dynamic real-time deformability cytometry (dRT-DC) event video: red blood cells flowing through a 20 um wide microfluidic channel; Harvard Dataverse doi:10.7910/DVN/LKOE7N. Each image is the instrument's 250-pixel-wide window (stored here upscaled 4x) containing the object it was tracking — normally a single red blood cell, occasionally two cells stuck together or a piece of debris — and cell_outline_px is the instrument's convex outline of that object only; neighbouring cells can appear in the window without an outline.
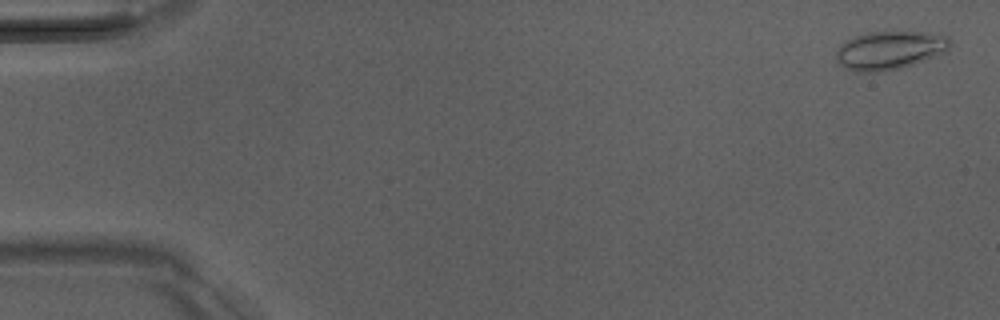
{"species": "Egyptian fruit bat (a non-hibernating species)", "species_latin": "Rousettus aegyptiacus", "temperature_condition": "room temperature", "stored_images_in_passage": 46, "camera_frame_rate_fps": 3000, "um_per_image_px": 0.085, "animal": {"sex": "male"}, "frame": {"image": 1, "passage_image": 2, "time_ms": 0.333, "image_size_px": [1000, 320], "cell_outline_px": [[952, 40], [948, 52], [900, 68], [876, 72], [852, 72], [840, 64], [836, 60], [836, 52], [840, 44], [844, 40], [864, 32], [932, 32], [948, 36]], "centroid_in_image_um": [75.63, 4.26], "position_along_channel_um": 9.4, "area_um2": 25.89}}
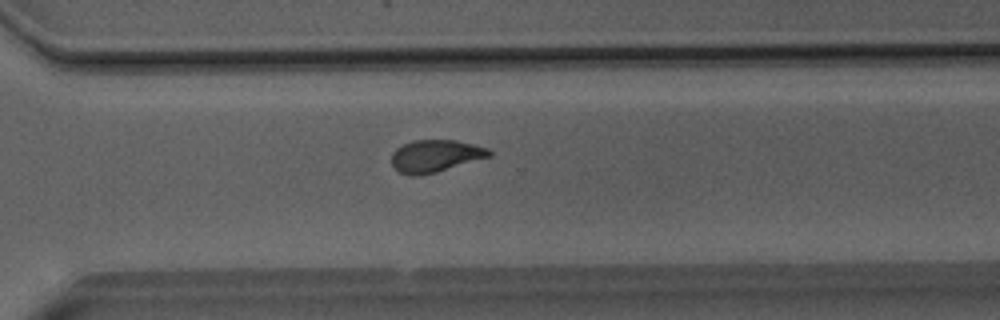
{"frame": {"image": 2, "passage_image": 37, "time_ms": 12.0, "image_size_px": [1000, 320], "cell_outline_px": [[492, 156], [436, 172], [420, 176], [408, 176], [392, 168], [392, 152], [396, 148], [412, 140], [456, 140], [488, 148], [492, 152]], "centroid_in_image_um": [36.98, 13.26], "position_along_channel_um": 333.6, "area_um2": 18.5}}
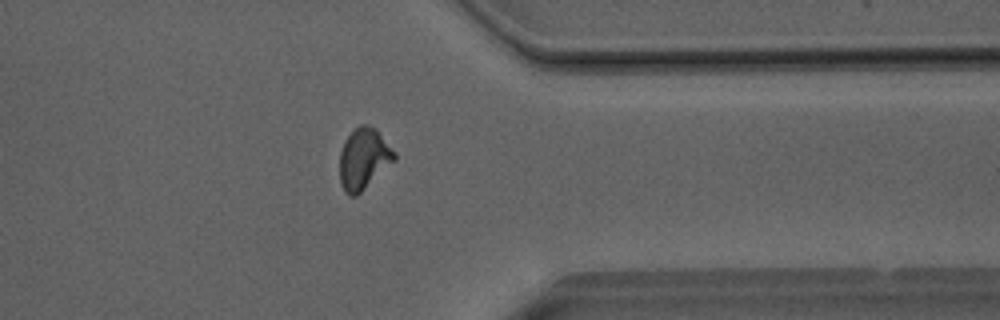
{"frame": {"image": 3, "passage_image": 41, "time_ms": 13.333, "image_size_px": [1000, 320], "cell_outline_px": [[396, 160], [356, 196], [348, 196], [344, 192], [340, 184], [340, 152], [344, 140], [360, 124], [368, 124], [376, 128], [396, 152]], "centroid_in_image_um": [30.92, 13.49], "position_along_channel_um": 380.5, "area_um2": 19.65}}